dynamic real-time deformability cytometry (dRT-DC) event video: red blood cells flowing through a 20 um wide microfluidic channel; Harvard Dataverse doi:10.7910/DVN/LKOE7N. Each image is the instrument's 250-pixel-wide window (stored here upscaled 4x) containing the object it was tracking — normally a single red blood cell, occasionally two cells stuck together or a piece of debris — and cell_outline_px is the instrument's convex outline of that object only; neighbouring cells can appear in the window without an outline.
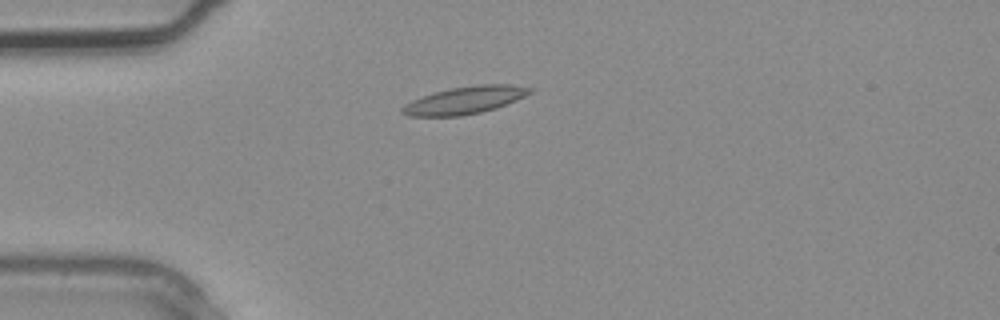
{"species": "common noctule bat (a hibernating species)", "species_latin": "Nyctalus noctula", "temperature_condition": "warm", "stored_images_in_passage": 2, "camera_frame_rate_fps": 3000, "um_per_image_px": 0.085, "animal": {"sex": "male", "body_mass_g": 20.4}, "frame": {"image": 1, "passage_image": 2, "time_ms": 0.333, "image_size_px": [1000, 320], "cell_outline_px": [[536, 88], [532, 92], [516, 100], [496, 108], [480, 112], [460, 116], [408, 116], [400, 108], [404, 104], [412, 100], [436, 92], [452, 88], [480, 84], [508, 84]], "centroid_in_image_um": [39.55, 8.51], "position_along_channel_um": 45.4, "area_um2": 20.17}}